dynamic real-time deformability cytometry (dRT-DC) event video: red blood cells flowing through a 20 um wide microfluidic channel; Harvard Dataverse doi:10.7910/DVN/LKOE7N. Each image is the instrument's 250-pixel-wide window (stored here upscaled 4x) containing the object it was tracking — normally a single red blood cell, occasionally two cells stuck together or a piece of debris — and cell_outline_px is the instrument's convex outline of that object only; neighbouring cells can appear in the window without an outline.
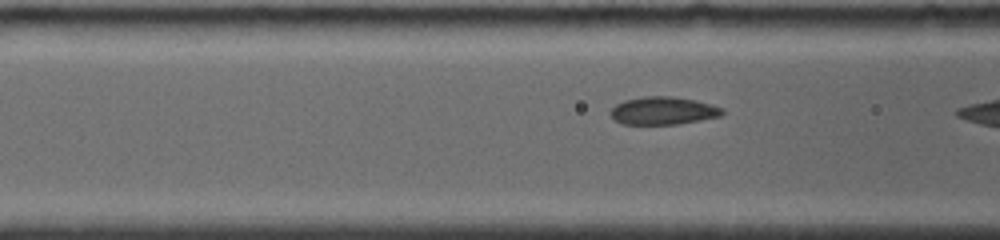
{"species": "common noctule bat (a hibernating species)", "species_latin": "Nyctalus noctula", "temperature_condition": "room temperature", "stored_images_in_passage": 40, "camera_frame_rate_fps": 4000, "um_per_image_px": 0.085, "animal": {"sex": "female", "body_mass_g": 19.0, "forearm_length_mm": 56.7}, "frame": {"image": 1, "passage_image": 7, "time_ms": 1.5, "image_size_px": [1000, 240], "cell_outline_px": [[724, 112], [720, 116], [700, 120], [676, 124], [620, 124], [608, 112], [616, 104], [624, 100], [644, 96], [672, 96], [696, 100], [712, 104], [724, 108]], "centroid_in_image_um": [56.37, 9.4], "position_along_channel_um": 110.2, "area_um2": 18.21}}
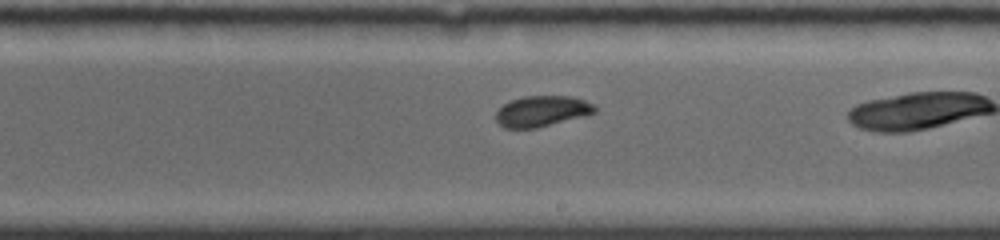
{"frame": {"image": 2, "passage_image": 23, "time_ms": 5.0, "image_size_px": [1000, 240], "cell_outline_px": [[596, 112], [588, 116], [536, 128], [504, 128], [496, 120], [496, 112], [504, 104], [512, 100], [524, 96], [572, 96], [584, 100], [592, 104], [596, 108]], "centroid_in_image_um": [46.1, 9.46], "position_along_channel_um": 242.9, "area_um2": 17.8}}
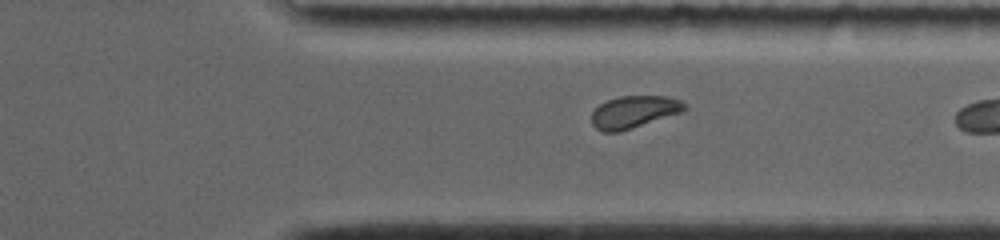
{"frame": {"image": 3, "passage_image": 36, "time_ms": 8.0, "image_size_px": [1000, 240], "cell_outline_px": [[688, 108], [684, 112], [620, 132], [604, 132], [596, 128], [592, 124], [592, 112], [600, 104], [608, 100], [620, 96], [668, 96], [680, 100]], "centroid_in_image_um": [53.92, 9.52], "position_along_channel_um": 357.5, "area_um2": 17.57}}